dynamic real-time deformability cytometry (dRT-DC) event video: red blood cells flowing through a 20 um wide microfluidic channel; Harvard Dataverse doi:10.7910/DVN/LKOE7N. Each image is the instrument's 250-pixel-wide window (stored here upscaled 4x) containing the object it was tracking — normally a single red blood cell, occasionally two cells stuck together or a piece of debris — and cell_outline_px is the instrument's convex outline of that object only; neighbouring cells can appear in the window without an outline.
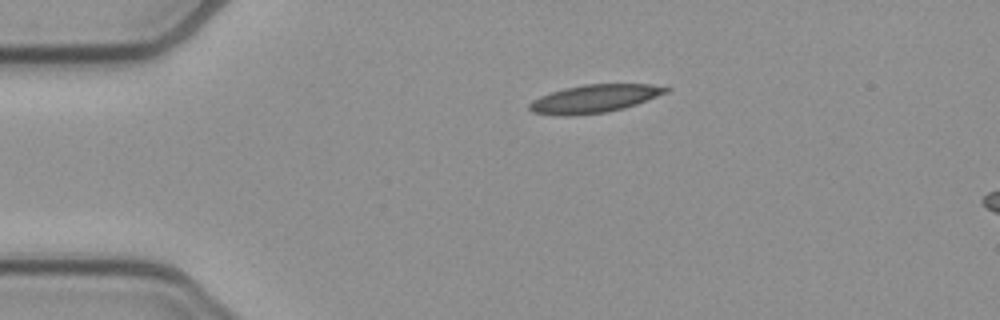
{"species": "common noctule bat (a hibernating species)", "species_latin": "Nyctalus noctula", "temperature_condition": "cold", "stored_images_in_passage": 38, "camera_frame_rate_fps": 3000, "um_per_image_px": 0.085, "animal": {"sex": "female", "body_mass_g": 21.9}, "frame": {"image": 1, "passage_image": 1, "time_ms": 0.0, "image_size_px": [1000, 320], "cell_outline_px": [[672, 88], [668, 92], [636, 104], [624, 108], [604, 112], [572, 116], [564, 116], [532, 112], [528, 108], [528, 104], [532, 100], [540, 96], [564, 88], [584, 84], [652, 84]], "centroid_in_image_um": [50.52, 8.38], "position_along_channel_um": 34.5, "area_um2": 22.25}}
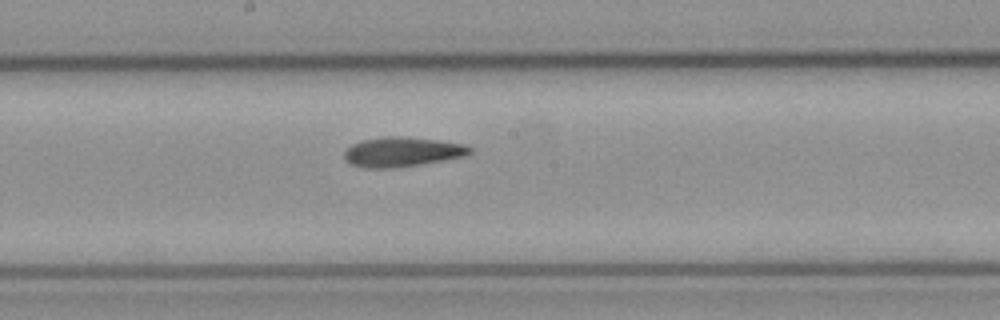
{"frame": {"image": 2, "passage_image": 18, "time_ms": 5.667, "image_size_px": [1000, 320], "cell_outline_px": [[472, 152], [468, 156], [420, 164], [392, 168], [364, 168], [352, 164], [344, 160], [344, 152], [352, 144], [360, 140], [384, 136], [400, 136], [440, 140], [464, 144], [472, 148]], "centroid_in_image_um": [34.19, 12.9], "position_along_channel_um": 214.0, "area_um2": 21.91}}
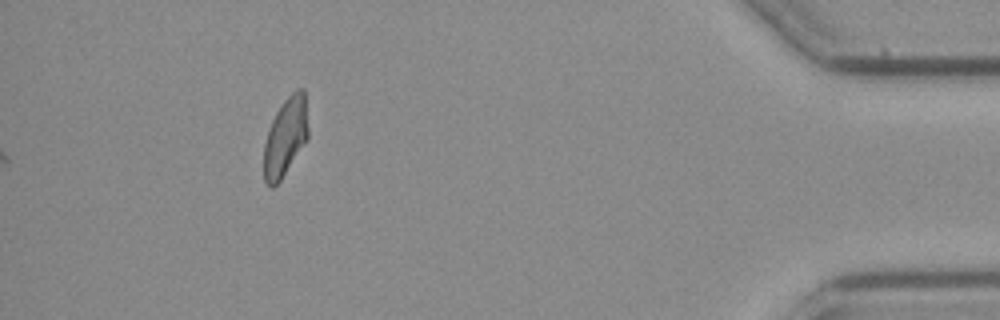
{"frame": {"image": 3, "passage_image": 38, "time_ms": 12.333, "image_size_px": [1000, 320], "cell_outline_px": [[308, 140], [280, 180], [272, 188], [264, 180], [264, 144], [272, 120], [280, 104], [296, 88], [304, 88], [308, 128]], "centroid_in_image_um": [24.28, 11.61], "position_along_channel_um": 410.9, "area_um2": 20.23}, "authors_computed_cell_mechanics": {"area_um2": 21.097, "velocity_mm_per_s": 3.8807, "shape_relaxation_time_tau1_ms": null, "shape_relaxation_time_tau2_ms": 3.2212, "deformation_change_tau1": null, "deformation_change_tau2": 0.1051}}